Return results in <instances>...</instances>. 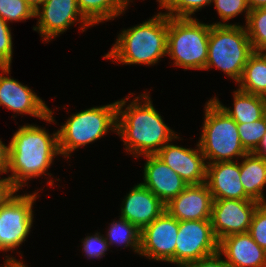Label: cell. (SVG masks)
<instances>
[{
	"label": "cell",
	"instance_id": "cell-28",
	"mask_svg": "<svg viewBox=\"0 0 266 267\" xmlns=\"http://www.w3.org/2000/svg\"><path fill=\"white\" fill-rule=\"evenodd\" d=\"M0 17L8 22L34 18V9L25 0H0Z\"/></svg>",
	"mask_w": 266,
	"mask_h": 267
},
{
	"label": "cell",
	"instance_id": "cell-25",
	"mask_svg": "<svg viewBox=\"0 0 266 267\" xmlns=\"http://www.w3.org/2000/svg\"><path fill=\"white\" fill-rule=\"evenodd\" d=\"M253 51L266 49V11L263 8L250 10L245 23Z\"/></svg>",
	"mask_w": 266,
	"mask_h": 267
},
{
	"label": "cell",
	"instance_id": "cell-20",
	"mask_svg": "<svg viewBox=\"0 0 266 267\" xmlns=\"http://www.w3.org/2000/svg\"><path fill=\"white\" fill-rule=\"evenodd\" d=\"M237 124L253 123L266 115V97L237 89L233 91V109L224 106L219 98H211Z\"/></svg>",
	"mask_w": 266,
	"mask_h": 267
},
{
	"label": "cell",
	"instance_id": "cell-2",
	"mask_svg": "<svg viewBox=\"0 0 266 267\" xmlns=\"http://www.w3.org/2000/svg\"><path fill=\"white\" fill-rule=\"evenodd\" d=\"M9 146L8 176L19 191L27 181L47 173L59 151L58 131L49 134L46 129L30 124L20 126L14 132Z\"/></svg>",
	"mask_w": 266,
	"mask_h": 267
},
{
	"label": "cell",
	"instance_id": "cell-33",
	"mask_svg": "<svg viewBox=\"0 0 266 267\" xmlns=\"http://www.w3.org/2000/svg\"><path fill=\"white\" fill-rule=\"evenodd\" d=\"M222 256L223 255L217 251L216 253L203 257L182 267H231L226 262L225 258L223 260Z\"/></svg>",
	"mask_w": 266,
	"mask_h": 267
},
{
	"label": "cell",
	"instance_id": "cell-26",
	"mask_svg": "<svg viewBox=\"0 0 266 267\" xmlns=\"http://www.w3.org/2000/svg\"><path fill=\"white\" fill-rule=\"evenodd\" d=\"M213 0H157L159 9H166V15L177 18H193L192 15Z\"/></svg>",
	"mask_w": 266,
	"mask_h": 267
},
{
	"label": "cell",
	"instance_id": "cell-39",
	"mask_svg": "<svg viewBox=\"0 0 266 267\" xmlns=\"http://www.w3.org/2000/svg\"><path fill=\"white\" fill-rule=\"evenodd\" d=\"M36 11L46 0H25Z\"/></svg>",
	"mask_w": 266,
	"mask_h": 267
},
{
	"label": "cell",
	"instance_id": "cell-18",
	"mask_svg": "<svg viewBox=\"0 0 266 267\" xmlns=\"http://www.w3.org/2000/svg\"><path fill=\"white\" fill-rule=\"evenodd\" d=\"M143 185L154 193L164 204L175 198L188 185L177 173L157 155H146Z\"/></svg>",
	"mask_w": 266,
	"mask_h": 267
},
{
	"label": "cell",
	"instance_id": "cell-22",
	"mask_svg": "<svg viewBox=\"0 0 266 267\" xmlns=\"http://www.w3.org/2000/svg\"><path fill=\"white\" fill-rule=\"evenodd\" d=\"M239 84V90L266 97V56L254 51L248 58Z\"/></svg>",
	"mask_w": 266,
	"mask_h": 267
},
{
	"label": "cell",
	"instance_id": "cell-37",
	"mask_svg": "<svg viewBox=\"0 0 266 267\" xmlns=\"http://www.w3.org/2000/svg\"><path fill=\"white\" fill-rule=\"evenodd\" d=\"M253 153L266 159V133Z\"/></svg>",
	"mask_w": 266,
	"mask_h": 267
},
{
	"label": "cell",
	"instance_id": "cell-3",
	"mask_svg": "<svg viewBox=\"0 0 266 267\" xmlns=\"http://www.w3.org/2000/svg\"><path fill=\"white\" fill-rule=\"evenodd\" d=\"M167 34L168 16L159 12L142 24L122 30L103 58L126 65H155L167 56Z\"/></svg>",
	"mask_w": 266,
	"mask_h": 267
},
{
	"label": "cell",
	"instance_id": "cell-15",
	"mask_svg": "<svg viewBox=\"0 0 266 267\" xmlns=\"http://www.w3.org/2000/svg\"><path fill=\"white\" fill-rule=\"evenodd\" d=\"M213 198L206 182L187 185L165 204V210L178 221L210 220Z\"/></svg>",
	"mask_w": 266,
	"mask_h": 267
},
{
	"label": "cell",
	"instance_id": "cell-27",
	"mask_svg": "<svg viewBox=\"0 0 266 267\" xmlns=\"http://www.w3.org/2000/svg\"><path fill=\"white\" fill-rule=\"evenodd\" d=\"M237 127L243 148L252 153L266 133V115L253 123L237 124Z\"/></svg>",
	"mask_w": 266,
	"mask_h": 267
},
{
	"label": "cell",
	"instance_id": "cell-17",
	"mask_svg": "<svg viewBox=\"0 0 266 267\" xmlns=\"http://www.w3.org/2000/svg\"><path fill=\"white\" fill-rule=\"evenodd\" d=\"M206 184L213 200H252L240 181L239 161L207 164Z\"/></svg>",
	"mask_w": 266,
	"mask_h": 267
},
{
	"label": "cell",
	"instance_id": "cell-32",
	"mask_svg": "<svg viewBox=\"0 0 266 267\" xmlns=\"http://www.w3.org/2000/svg\"><path fill=\"white\" fill-rule=\"evenodd\" d=\"M0 17V67H11L13 55V41L11 28Z\"/></svg>",
	"mask_w": 266,
	"mask_h": 267
},
{
	"label": "cell",
	"instance_id": "cell-23",
	"mask_svg": "<svg viewBox=\"0 0 266 267\" xmlns=\"http://www.w3.org/2000/svg\"><path fill=\"white\" fill-rule=\"evenodd\" d=\"M131 0H77L83 16L92 24L114 20L122 15Z\"/></svg>",
	"mask_w": 266,
	"mask_h": 267
},
{
	"label": "cell",
	"instance_id": "cell-35",
	"mask_svg": "<svg viewBox=\"0 0 266 267\" xmlns=\"http://www.w3.org/2000/svg\"><path fill=\"white\" fill-rule=\"evenodd\" d=\"M9 146L0 139V175L8 171Z\"/></svg>",
	"mask_w": 266,
	"mask_h": 267
},
{
	"label": "cell",
	"instance_id": "cell-24",
	"mask_svg": "<svg viewBox=\"0 0 266 267\" xmlns=\"http://www.w3.org/2000/svg\"><path fill=\"white\" fill-rule=\"evenodd\" d=\"M109 225L110 228L104 238L110 247L114 244L125 248L131 247L135 253L140 254L141 231L135 225L121 217Z\"/></svg>",
	"mask_w": 266,
	"mask_h": 267
},
{
	"label": "cell",
	"instance_id": "cell-4",
	"mask_svg": "<svg viewBox=\"0 0 266 267\" xmlns=\"http://www.w3.org/2000/svg\"><path fill=\"white\" fill-rule=\"evenodd\" d=\"M245 26L238 24L214 25L209 32L208 56L204 70L220 69L239 82L249 56L253 53Z\"/></svg>",
	"mask_w": 266,
	"mask_h": 267
},
{
	"label": "cell",
	"instance_id": "cell-11",
	"mask_svg": "<svg viewBox=\"0 0 266 267\" xmlns=\"http://www.w3.org/2000/svg\"><path fill=\"white\" fill-rule=\"evenodd\" d=\"M179 221L166 210L141 230L140 254L149 260L175 264V246Z\"/></svg>",
	"mask_w": 266,
	"mask_h": 267
},
{
	"label": "cell",
	"instance_id": "cell-13",
	"mask_svg": "<svg viewBox=\"0 0 266 267\" xmlns=\"http://www.w3.org/2000/svg\"><path fill=\"white\" fill-rule=\"evenodd\" d=\"M255 200H213L211 225L218 241L226 236L249 232L256 208Z\"/></svg>",
	"mask_w": 266,
	"mask_h": 267
},
{
	"label": "cell",
	"instance_id": "cell-1",
	"mask_svg": "<svg viewBox=\"0 0 266 267\" xmlns=\"http://www.w3.org/2000/svg\"><path fill=\"white\" fill-rule=\"evenodd\" d=\"M130 95L133 93L117 101L116 133L124 142L127 153L135 158L156 155L167 143L179 139L154 108L149 93H142L126 106Z\"/></svg>",
	"mask_w": 266,
	"mask_h": 267
},
{
	"label": "cell",
	"instance_id": "cell-40",
	"mask_svg": "<svg viewBox=\"0 0 266 267\" xmlns=\"http://www.w3.org/2000/svg\"><path fill=\"white\" fill-rule=\"evenodd\" d=\"M266 56V49L261 51Z\"/></svg>",
	"mask_w": 266,
	"mask_h": 267
},
{
	"label": "cell",
	"instance_id": "cell-5",
	"mask_svg": "<svg viewBox=\"0 0 266 267\" xmlns=\"http://www.w3.org/2000/svg\"><path fill=\"white\" fill-rule=\"evenodd\" d=\"M204 108V124L198 144L206 163L234 161L235 157L238 160L248 153L240 141L237 123L212 99Z\"/></svg>",
	"mask_w": 266,
	"mask_h": 267
},
{
	"label": "cell",
	"instance_id": "cell-9",
	"mask_svg": "<svg viewBox=\"0 0 266 267\" xmlns=\"http://www.w3.org/2000/svg\"><path fill=\"white\" fill-rule=\"evenodd\" d=\"M219 251L211 220L179 221L175 264L182 267Z\"/></svg>",
	"mask_w": 266,
	"mask_h": 267
},
{
	"label": "cell",
	"instance_id": "cell-12",
	"mask_svg": "<svg viewBox=\"0 0 266 267\" xmlns=\"http://www.w3.org/2000/svg\"><path fill=\"white\" fill-rule=\"evenodd\" d=\"M11 67H0V106L16 114H28L48 123H55L53 111L28 86L8 77ZM6 74V76H5Z\"/></svg>",
	"mask_w": 266,
	"mask_h": 267
},
{
	"label": "cell",
	"instance_id": "cell-31",
	"mask_svg": "<svg viewBox=\"0 0 266 267\" xmlns=\"http://www.w3.org/2000/svg\"><path fill=\"white\" fill-rule=\"evenodd\" d=\"M82 249L85 252V255L88 259H100L105 254V252L109 249V243L104 238V235L102 236L100 232L95 233L91 236H86L85 239L83 238L81 241Z\"/></svg>",
	"mask_w": 266,
	"mask_h": 267
},
{
	"label": "cell",
	"instance_id": "cell-29",
	"mask_svg": "<svg viewBox=\"0 0 266 267\" xmlns=\"http://www.w3.org/2000/svg\"><path fill=\"white\" fill-rule=\"evenodd\" d=\"M216 11L222 19V22L212 23L214 25H229L227 23L230 19H233L237 15L245 12V20L247 22L248 15L250 13V8L248 6L247 0H213ZM226 22V23H225Z\"/></svg>",
	"mask_w": 266,
	"mask_h": 267
},
{
	"label": "cell",
	"instance_id": "cell-36",
	"mask_svg": "<svg viewBox=\"0 0 266 267\" xmlns=\"http://www.w3.org/2000/svg\"><path fill=\"white\" fill-rule=\"evenodd\" d=\"M5 257L7 259L4 261V265H2L1 267H27L22 261H18L13 256L9 257V255H7Z\"/></svg>",
	"mask_w": 266,
	"mask_h": 267
},
{
	"label": "cell",
	"instance_id": "cell-10",
	"mask_svg": "<svg viewBox=\"0 0 266 267\" xmlns=\"http://www.w3.org/2000/svg\"><path fill=\"white\" fill-rule=\"evenodd\" d=\"M35 17L38 22L33 30L40 33L42 41L46 42L67 31L77 21L82 32L93 26L81 13L77 0H46L35 11Z\"/></svg>",
	"mask_w": 266,
	"mask_h": 267
},
{
	"label": "cell",
	"instance_id": "cell-30",
	"mask_svg": "<svg viewBox=\"0 0 266 267\" xmlns=\"http://www.w3.org/2000/svg\"><path fill=\"white\" fill-rule=\"evenodd\" d=\"M248 233L266 251V203H261L256 208Z\"/></svg>",
	"mask_w": 266,
	"mask_h": 267
},
{
	"label": "cell",
	"instance_id": "cell-38",
	"mask_svg": "<svg viewBox=\"0 0 266 267\" xmlns=\"http://www.w3.org/2000/svg\"><path fill=\"white\" fill-rule=\"evenodd\" d=\"M250 10L263 8L266 6V0H247Z\"/></svg>",
	"mask_w": 266,
	"mask_h": 267
},
{
	"label": "cell",
	"instance_id": "cell-14",
	"mask_svg": "<svg viewBox=\"0 0 266 267\" xmlns=\"http://www.w3.org/2000/svg\"><path fill=\"white\" fill-rule=\"evenodd\" d=\"M197 149L167 143L156 155L188 184L206 182L207 163L197 142Z\"/></svg>",
	"mask_w": 266,
	"mask_h": 267
},
{
	"label": "cell",
	"instance_id": "cell-7",
	"mask_svg": "<svg viewBox=\"0 0 266 267\" xmlns=\"http://www.w3.org/2000/svg\"><path fill=\"white\" fill-rule=\"evenodd\" d=\"M117 132V101L72 114L58 131L59 151L69 159L71 152L107 134Z\"/></svg>",
	"mask_w": 266,
	"mask_h": 267
},
{
	"label": "cell",
	"instance_id": "cell-6",
	"mask_svg": "<svg viewBox=\"0 0 266 267\" xmlns=\"http://www.w3.org/2000/svg\"><path fill=\"white\" fill-rule=\"evenodd\" d=\"M211 25L197 18L168 16L167 55L174 60V66L205 69Z\"/></svg>",
	"mask_w": 266,
	"mask_h": 267
},
{
	"label": "cell",
	"instance_id": "cell-8",
	"mask_svg": "<svg viewBox=\"0 0 266 267\" xmlns=\"http://www.w3.org/2000/svg\"><path fill=\"white\" fill-rule=\"evenodd\" d=\"M0 206V251L16 250L28 237L33 224V204L38 192L15 195Z\"/></svg>",
	"mask_w": 266,
	"mask_h": 267
},
{
	"label": "cell",
	"instance_id": "cell-19",
	"mask_svg": "<svg viewBox=\"0 0 266 267\" xmlns=\"http://www.w3.org/2000/svg\"><path fill=\"white\" fill-rule=\"evenodd\" d=\"M219 252L231 267H266V251L247 233L232 234L219 241Z\"/></svg>",
	"mask_w": 266,
	"mask_h": 267
},
{
	"label": "cell",
	"instance_id": "cell-16",
	"mask_svg": "<svg viewBox=\"0 0 266 267\" xmlns=\"http://www.w3.org/2000/svg\"><path fill=\"white\" fill-rule=\"evenodd\" d=\"M165 210V204L142 182L137 183L121 204V218L128 220L140 231L151 224Z\"/></svg>",
	"mask_w": 266,
	"mask_h": 267
},
{
	"label": "cell",
	"instance_id": "cell-21",
	"mask_svg": "<svg viewBox=\"0 0 266 267\" xmlns=\"http://www.w3.org/2000/svg\"><path fill=\"white\" fill-rule=\"evenodd\" d=\"M244 158V159H243ZM240 181L245 193L259 203H266L263 189L266 186V159L246 153L240 162Z\"/></svg>",
	"mask_w": 266,
	"mask_h": 267
},
{
	"label": "cell",
	"instance_id": "cell-34",
	"mask_svg": "<svg viewBox=\"0 0 266 267\" xmlns=\"http://www.w3.org/2000/svg\"><path fill=\"white\" fill-rule=\"evenodd\" d=\"M16 192H18V190L12 185L8 177L0 178V206Z\"/></svg>",
	"mask_w": 266,
	"mask_h": 267
}]
</instances>
